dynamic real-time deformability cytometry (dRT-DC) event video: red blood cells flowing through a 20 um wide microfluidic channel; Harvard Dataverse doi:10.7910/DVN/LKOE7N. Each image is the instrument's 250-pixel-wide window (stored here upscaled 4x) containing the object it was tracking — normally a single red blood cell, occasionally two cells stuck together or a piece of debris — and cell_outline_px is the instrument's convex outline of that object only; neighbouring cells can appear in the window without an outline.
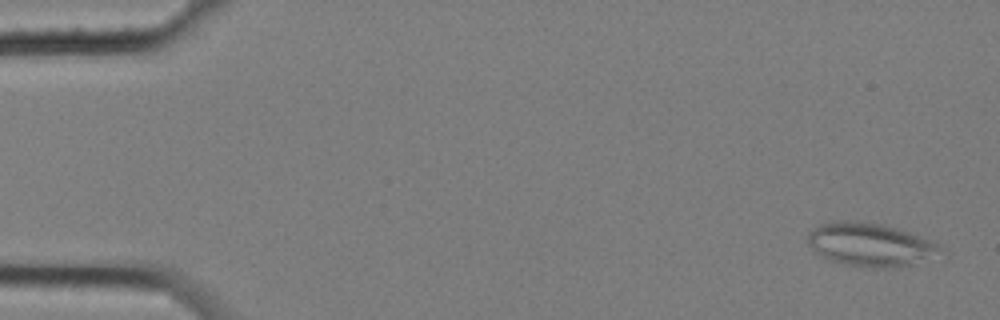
{"species": "common noctule bat (a hibernating species)", "species_latin": "Nyctalus noctula", "temperature_condition": "cold", "stored_images_in_passage": 6, "camera_frame_rate_fps": 3000, "um_per_image_px": 0.085, "animal": {"sex": "female", "body_mass_g": 25.1}, "frame": {"image": 1, "passage_image": 1, "time_ms": 0.0, "image_size_px": [1000, 320], "cell_outline_px": [[936, 248], [912, 264], [884, 268], [872, 268], [848, 264], [832, 260], [824, 256], [812, 248], [808, 244], [808, 232], [820, 224], [836, 220], [856, 220], [880, 224], [896, 228], [932, 240], [936, 244]], "centroid_in_image_um": [73.8, 20.74], "position_along_channel_um": 11.2, "area_um2": 32.02}}